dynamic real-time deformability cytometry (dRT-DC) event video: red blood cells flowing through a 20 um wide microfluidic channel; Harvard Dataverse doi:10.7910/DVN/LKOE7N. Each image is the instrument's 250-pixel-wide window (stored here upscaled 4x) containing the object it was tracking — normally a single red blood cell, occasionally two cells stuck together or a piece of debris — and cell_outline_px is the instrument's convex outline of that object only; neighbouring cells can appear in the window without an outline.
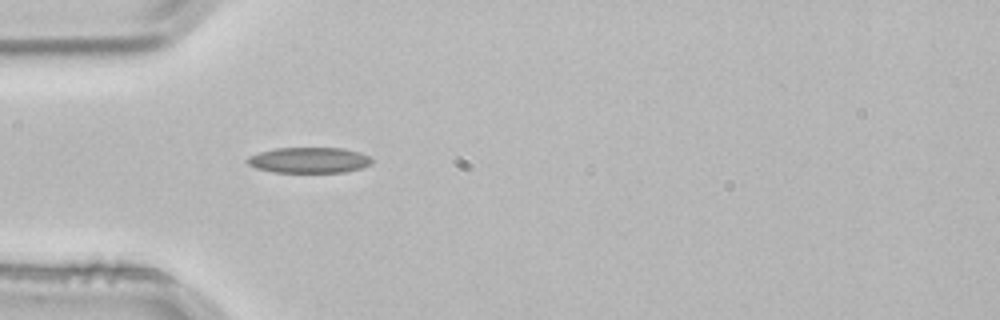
{"species": "common noctule bat (a hibernating species)", "species_latin": "Nyctalus noctula", "temperature_condition": "room temperature", "stored_images_in_passage": 2, "segment_of_instrument_passage": [1, 2], "camera_frame_rate_fps": 3000, "um_per_image_px": 0.085, "animal": {"sex": "male", "body_mass_g": 21.5, "forearm_length_mm": 52.0}, "frame": {"image": 1, "passage_image": 1, "time_ms": 0.0, "image_size_px": [1000, 320], "cell_outline_px": [[372, 164], [364, 168], [344, 172], [272, 172], [256, 168], [248, 164], [244, 160], [248, 156], [260, 152], [276, 148], [344, 148], [360, 152], [368, 156], [372, 160]], "centroid_in_image_um": [26.28, 13.61], "position_along_channel_um": 58.7, "area_um2": 18.79}}